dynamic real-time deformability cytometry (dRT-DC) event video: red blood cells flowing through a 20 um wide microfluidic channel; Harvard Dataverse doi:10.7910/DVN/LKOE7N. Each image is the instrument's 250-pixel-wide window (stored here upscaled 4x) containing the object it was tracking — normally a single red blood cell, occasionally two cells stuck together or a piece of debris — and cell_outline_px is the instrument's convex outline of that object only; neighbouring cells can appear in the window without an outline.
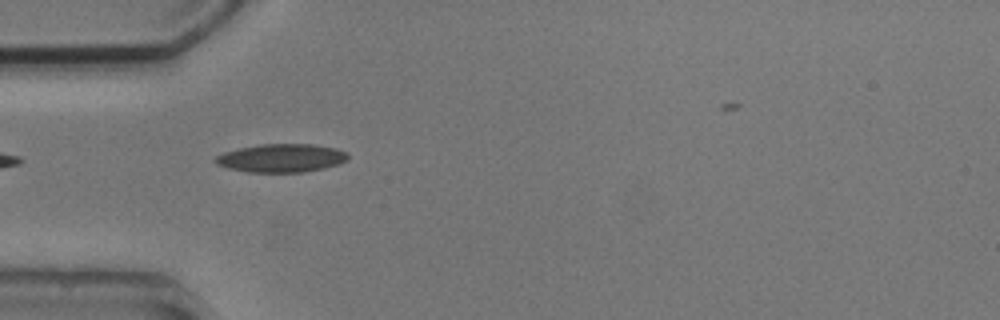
{"species": "common noctule bat (a hibernating species)", "species_latin": "Nyctalus noctula", "temperature_condition": "cold", "stored_images_in_passage": 3, "camera_frame_rate_fps": 3000, "um_per_image_px": 0.085, "animal": {"sex": "male", "body_mass_g": 20.5, "forearm_length_mm": 52.5}, "frame": {"image": 1, "passage_image": 2, "time_ms": 1.333, "image_size_px": [1000, 320], "cell_outline_px": [[348, 160], [340, 164], [324, 168], [304, 172], [248, 172], [228, 168], [216, 164], [212, 160], [216, 156], [224, 152], [240, 148], [260, 144], [312, 144], [336, 148], [348, 152]], "centroid_in_image_um": [23.93, 13.43], "position_along_channel_um": 61.1, "area_um2": 22.02}}